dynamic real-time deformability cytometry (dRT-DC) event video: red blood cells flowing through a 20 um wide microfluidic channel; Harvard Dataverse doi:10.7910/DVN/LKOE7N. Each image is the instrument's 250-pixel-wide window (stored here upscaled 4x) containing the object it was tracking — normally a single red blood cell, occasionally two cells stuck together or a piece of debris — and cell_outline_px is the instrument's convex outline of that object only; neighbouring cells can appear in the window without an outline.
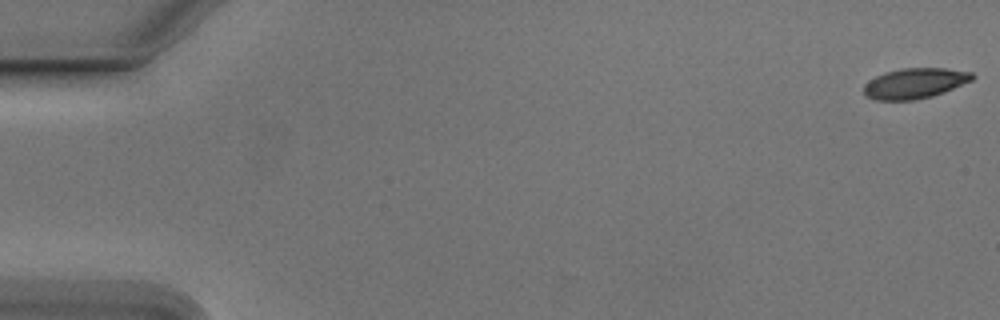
{"species": "Egyptian fruit bat (a non-hibernating species)", "species_latin": "Rousettus aegyptiacus", "temperature_condition": "cold", "stored_images_in_passage": 8, "camera_frame_rate_fps": 3000, "um_per_image_px": 0.085, "animal": {"sex": "male"}, "frame": {"image": 1, "passage_image": 1, "time_ms": 0.0, "image_size_px": [1000, 320], "cell_outline_px": [[976, 76], [972, 80], [944, 92], [932, 96], [916, 100], [876, 100], [864, 96], [864, 84], [868, 80], [884, 72], [900, 68], [944, 68], [972, 72]], "centroid_in_image_um": [77.74, 7.08], "position_along_channel_um": 7.3, "area_um2": 19.36}}